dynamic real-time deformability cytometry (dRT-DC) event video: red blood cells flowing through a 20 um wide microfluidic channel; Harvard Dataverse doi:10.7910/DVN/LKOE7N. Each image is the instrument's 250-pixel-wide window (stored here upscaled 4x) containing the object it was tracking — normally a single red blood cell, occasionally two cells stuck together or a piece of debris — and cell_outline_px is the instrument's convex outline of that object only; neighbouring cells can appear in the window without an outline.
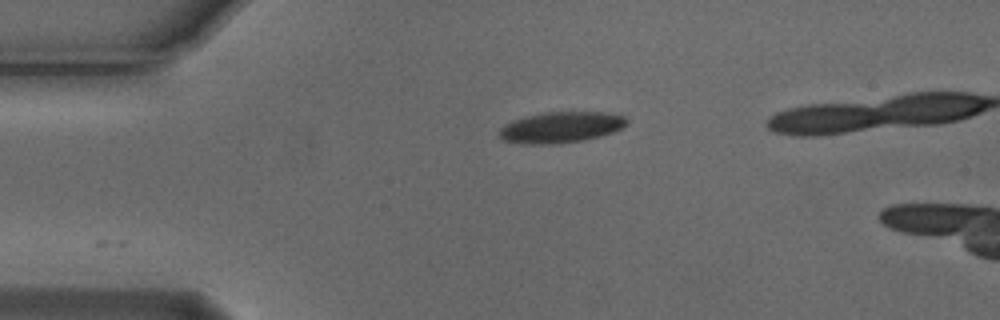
{"species": "Egyptian fruit bat (a non-hibernating species)", "species_latin": "Rousettus aegyptiacus", "temperature_condition": "cold", "stored_images_in_passage": 5, "camera_frame_rate_fps": 3000, "um_per_image_px": 0.085, "animal": {"sex": "male"}, "frame": {"image": 1, "passage_image": 1, "time_ms": 0.0, "image_size_px": [1000, 320], "cell_outline_px": [[628, 124], [612, 132], [600, 136], [584, 140], [560, 144], [520, 144], [504, 140], [500, 136], [500, 128], [504, 124], [512, 120], [524, 116], [544, 112], [604, 112], [624, 116], [628, 120]], "centroid_in_image_um": [47.66, 10.82], "position_along_channel_um": 37.3, "area_um2": 23.18}}